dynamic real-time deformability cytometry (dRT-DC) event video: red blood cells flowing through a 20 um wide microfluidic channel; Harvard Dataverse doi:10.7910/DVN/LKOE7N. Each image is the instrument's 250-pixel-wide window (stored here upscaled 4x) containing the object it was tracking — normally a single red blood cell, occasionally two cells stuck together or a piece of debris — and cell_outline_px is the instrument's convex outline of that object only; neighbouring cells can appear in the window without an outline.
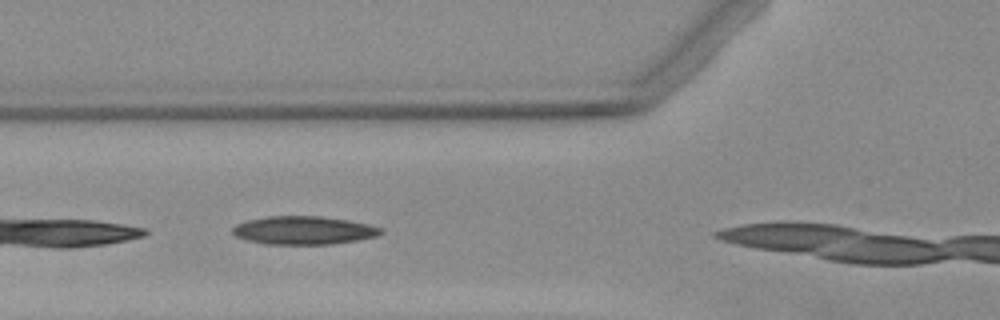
{"species": "Egyptian fruit bat (a non-hibernating species)", "species_latin": "Rousettus aegyptiacus", "temperature_condition": "warm", "stored_images_in_passage": 3, "camera_frame_rate_fps": 3000, "um_per_image_px": 0.085, "animal": {"sex": "female"}, "frame": {"image": 1, "passage_image": 2, "time_ms": 1.333, "image_size_px": [1000, 320], "cell_outline_px": [[384, 232], [376, 236], [356, 240], [332, 244], [264, 244], [248, 240], [236, 236], [232, 232], [232, 228], [236, 224], [248, 220], [268, 216], [320, 216], [348, 220], [368, 224], [384, 228]], "centroid_in_image_um": [25.82, 19.57], "position_along_channel_um": 100.0, "area_um2": 24.39}}